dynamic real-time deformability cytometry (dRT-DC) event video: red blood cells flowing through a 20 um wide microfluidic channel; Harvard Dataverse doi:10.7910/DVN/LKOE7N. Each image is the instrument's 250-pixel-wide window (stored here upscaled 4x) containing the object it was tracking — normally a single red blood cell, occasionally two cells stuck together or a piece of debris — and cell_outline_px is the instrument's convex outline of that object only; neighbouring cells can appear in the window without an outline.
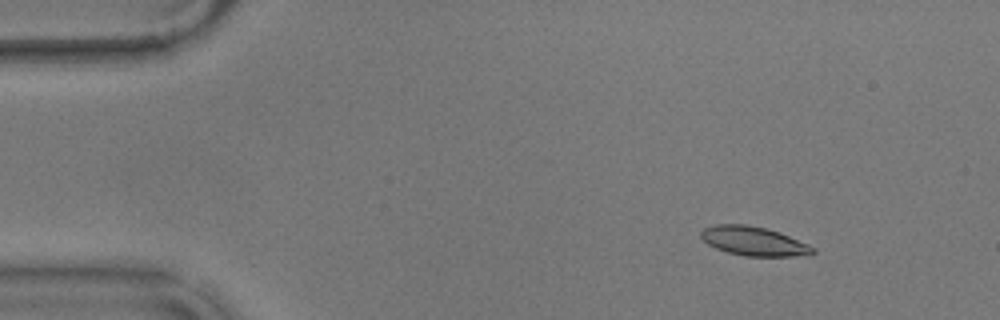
{"species": "common noctule bat (a hibernating species)", "species_latin": "Nyctalus noctula", "temperature_condition": "warm", "stored_images_in_passage": 7, "camera_frame_rate_fps": 3000, "um_per_image_px": 0.085, "animal": {"sex": "male", "body_mass_g": 17.9}, "frame": {"image": 1, "passage_image": 3, "time_ms": 0.667, "image_size_px": [1000, 320], "cell_outline_px": [[816, 252], [808, 256], [744, 256], [728, 252], [716, 248], [708, 244], [700, 236], [700, 232], [704, 228], [716, 224], [744, 224], [764, 228], [788, 236], [808, 244], [816, 248]], "centroid_in_image_um": [64.08, 20.51], "position_along_channel_um": 20.9, "area_um2": 18.84}}